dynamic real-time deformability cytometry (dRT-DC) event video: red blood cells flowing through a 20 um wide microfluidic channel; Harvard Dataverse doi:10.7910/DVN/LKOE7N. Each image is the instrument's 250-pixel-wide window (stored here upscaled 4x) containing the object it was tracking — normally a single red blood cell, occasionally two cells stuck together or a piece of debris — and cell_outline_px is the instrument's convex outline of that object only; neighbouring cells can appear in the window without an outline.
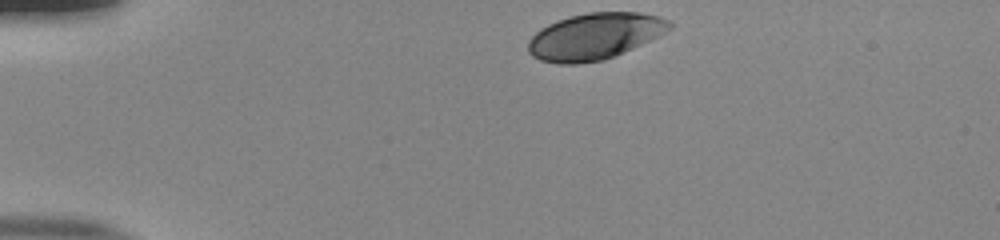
{"species": "human", "species_latin": "Homo sapiens", "temperature_condition": "room temperature", "stored_images_in_passage": 35, "camera_frame_rate_fps": 3000, "um_per_image_px": 0.085, "donor": {"sex": "male"}, "frame": {"image": 1, "passage_image": 1, "time_ms": 0.0, "image_size_px": [1000, 240], "cell_outline_px": [[672, 28], [624, 52], [604, 60], [576, 64], [560, 64], [540, 60], [532, 56], [528, 52], [528, 40], [540, 28], [556, 20], [588, 12], [640, 12], [660, 16], [672, 20]], "centroid_in_image_um": [50.53, 3.08], "position_along_channel_um": 34.5, "area_um2": 38.26}}
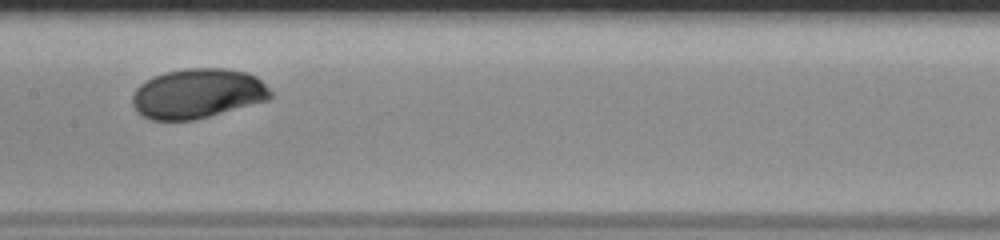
{"frame": {"image": 2, "passage_image": 18, "time_ms": 5.667, "image_size_px": [1000, 240], "cell_outline_px": [[272, 96], [268, 100], [196, 120], [152, 120], [140, 116], [136, 112], [132, 104], [132, 96], [136, 88], [140, 84], [152, 76], [164, 72], [184, 68], [228, 68], [248, 72], [256, 76], [272, 92]], "centroid_in_image_um": [16.77, 7.95], "position_along_channel_um": 190.6, "area_um2": 40.52}}
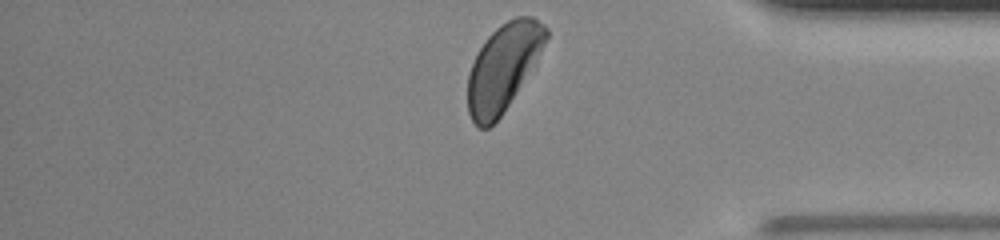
{"frame": {"image": 3, "passage_image": 35, "time_ms": 11.333, "image_size_px": [1000, 240], "cell_outline_px": [[548, 36], [540, 52], [516, 92], [500, 116], [488, 128], [480, 128], [472, 120], [468, 112], [468, 72], [480, 48], [488, 36], [500, 24], [516, 16], [532, 16], [544, 24], [548, 28]], "centroid_in_image_um": [42.75, 5.69], "position_along_channel_um": 392.4, "area_um2": 38.67}, "authors_computed_cell_mechanics": {"area_um2": 39.593, "velocity_mm_per_s": 3.8337, "shape_relaxation_time_tau1_ms": 3.6184, "shape_relaxation_time_tau2_ms": null, "deformation_change_tau1": 0.1411, "deformation_change_tau2": null}}